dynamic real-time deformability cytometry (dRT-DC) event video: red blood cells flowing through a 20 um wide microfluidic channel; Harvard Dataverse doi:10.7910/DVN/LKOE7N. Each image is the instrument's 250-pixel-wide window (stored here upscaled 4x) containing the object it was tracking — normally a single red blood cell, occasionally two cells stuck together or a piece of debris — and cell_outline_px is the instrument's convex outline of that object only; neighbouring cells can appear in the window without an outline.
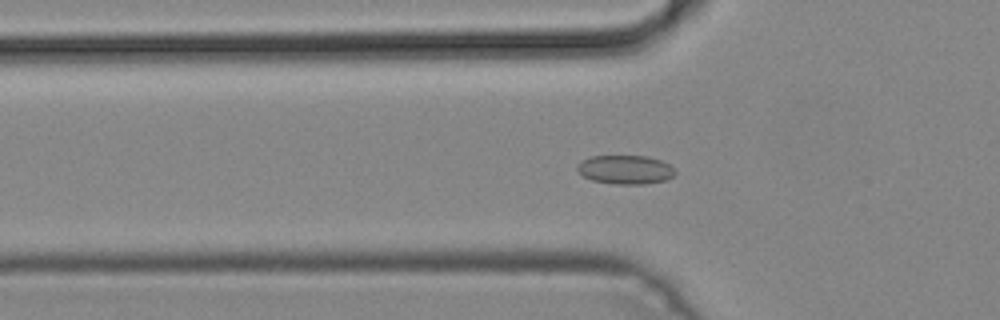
{"species": "common noctule bat (a hibernating species)", "species_latin": "Nyctalus noctula", "temperature_condition": "cold", "stored_images_in_passage": 51, "camera_frame_rate_fps": 3000, "um_per_image_px": 0.085, "animal": {"sex": "male", "body_mass_g": 19.2, "forearm_length_mm": 51.8}, "frame": {"image": 1, "passage_image": 17, "time_ms": 5.333, "image_size_px": [1000, 320], "cell_outline_px": [[676, 172], [668, 180], [644, 184], [616, 184], [592, 180], [584, 176], [576, 168], [584, 160], [592, 156], [648, 156], [660, 160], [668, 164]], "centroid_in_image_um": [53.19, 14.42], "position_along_channel_um": 72.6, "area_um2": 16.24}}
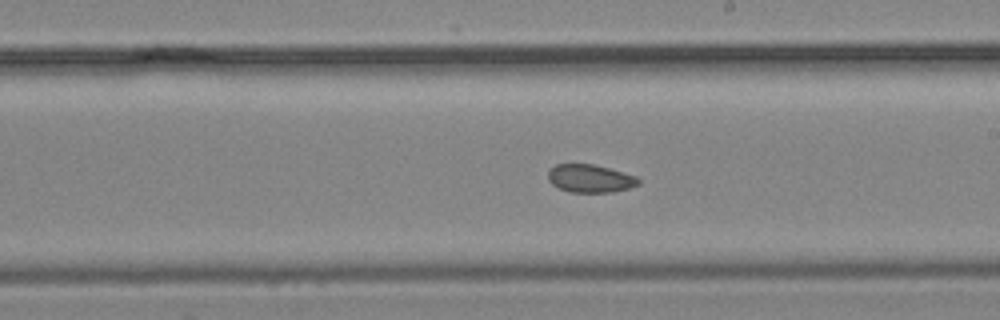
{"frame": {"image": 2, "passage_image": 29, "time_ms": 9.333, "image_size_px": [1000, 320], "cell_outline_px": [[640, 184], [628, 188], [612, 192], [572, 192], [560, 188], [552, 184], [548, 180], [548, 168], [556, 164], [596, 164], [636, 176], [640, 180]], "centroid_in_image_um": [50.15, 15.16], "position_along_channel_um": 238.8, "area_um2": 14.8}}
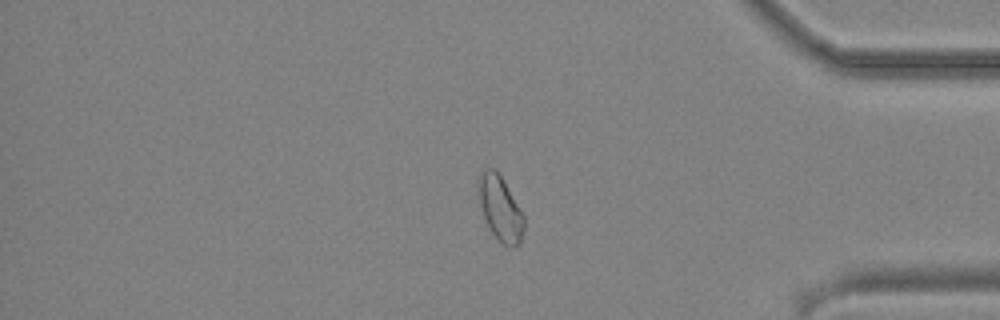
{"frame": {"image": 3, "passage_image": 42, "time_ms": 13.667, "image_size_px": [1000, 320], "cell_outline_px": [[524, 232], [520, 244], [508, 248], [492, 232], [484, 216], [476, 196], [476, 176], [484, 168], [496, 168], [520, 208], [524, 216]], "centroid_in_image_um": [42.48, 17.64], "position_along_channel_um": 392.7, "area_um2": 17.57}}